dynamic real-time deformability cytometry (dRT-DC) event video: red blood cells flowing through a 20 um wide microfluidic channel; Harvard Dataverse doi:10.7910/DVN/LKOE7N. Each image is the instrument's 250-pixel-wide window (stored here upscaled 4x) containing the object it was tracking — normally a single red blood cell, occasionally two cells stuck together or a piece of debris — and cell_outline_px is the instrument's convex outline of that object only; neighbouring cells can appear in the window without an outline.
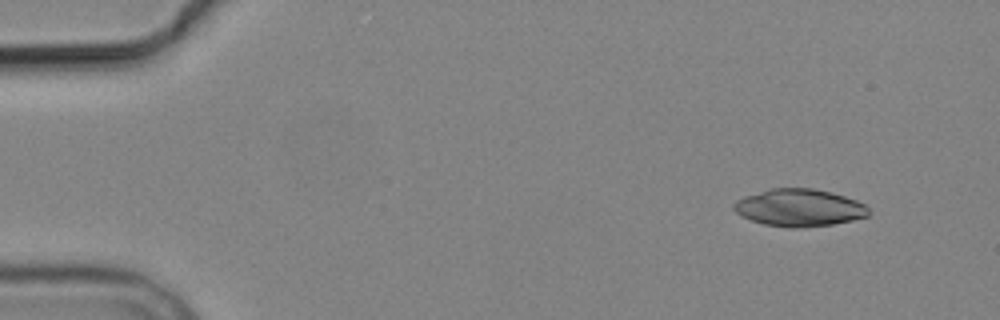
{"species": "common noctule bat (a hibernating species)", "species_latin": "Nyctalus noctula", "temperature_condition": "cold", "stored_images_in_passage": 5, "camera_frame_rate_fps": 3000, "um_per_image_px": 0.085, "animal": {"sex": "male", "body_mass_g": 19.2, "forearm_length_mm": 51.8}, "frame": {"image": 1, "passage_image": 2, "time_ms": 1.333, "image_size_px": [1000, 320], "cell_outline_px": [[868, 216], [852, 220], [832, 224], [796, 228], [792, 228], [764, 224], [752, 220], [736, 212], [732, 208], [732, 204], [736, 200], [744, 196], [772, 188], [812, 188], [832, 192], [856, 200], [864, 204], [868, 208]], "centroid_in_image_um": [67.92, 17.65], "position_along_channel_um": 17.1, "area_um2": 29.13}}